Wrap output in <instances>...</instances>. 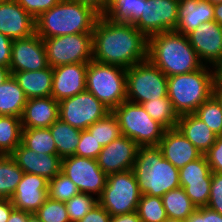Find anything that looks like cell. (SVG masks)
<instances>
[{
	"instance_id": "cell-24",
	"label": "cell",
	"mask_w": 222,
	"mask_h": 222,
	"mask_svg": "<svg viewBox=\"0 0 222 222\" xmlns=\"http://www.w3.org/2000/svg\"><path fill=\"white\" fill-rule=\"evenodd\" d=\"M176 128L204 155L217 135L194 113L179 116Z\"/></svg>"
},
{
	"instance_id": "cell-60",
	"label": "cell",
	"mask_w": 222,
	"mask_h": 222,
	"mask_svg": "<svg viewBox=\"0 0 222 222\" xmlns=\"http://www.w3.org/2000/svg\"><path fill=\"white\" fill-rule=\"evenodd\" d=\"M207 1H209L212 5L222 3V0H207Z\"/></svg>"
},
{
	"instance_id": "cell-28",
	"label": "cell",
	"mask_w": 222,
	"mask_h": 222,
	"mask_svg": "<svg viewBox=\"0 0 222 222\" xmlns=\"http://www.w3.org/2000/svg\"><path fill=\"white\" fill-rule=\"evenodd\" d=\"M161 198L167 216L170 218L186 220L197 208L186 195L183 187L170 190Z\"/></svg>"
},
{
	"instance_id": "cell-19",
	"label": "cell",
	"mask_w": 222,
	"mask_h": 222,
	"mask_svg": "<svg viewBox=\"0 0 222 222\" xmlns=\"http://www.w3.org/2000/svg\"><path fill=\"white\" fill-rule=\"evenodd\" d=\"M0 33L12 40L36 33L35 19L16 0L0 3Z\"/></svg>"
},
{
	"instance_id": "cell-7",
	"label": "cell",
	"mask_w": 222,
	"mask_h": 222,
	"mask_svg": "<svg viewBox=\"0 0 222 222\" xmlns=\"http://www.w3.org/2000/svg\"><path fill=\"white\" fill-rule=\"evenodd\" d=\"M119 122L123 136L141 146H158L166 128L151 118L142 105L129 101L122 102L112 110Z\"/></svg>"
},
{
	"instance_id": "cell-16",
	"label": "cell",
	"mask_w": 222,
	"mask_h": 222,
	"mask_svg": "<svg viewBox=\"0 0 222 222\" xmlns=\"http://www.w3.org/2000/svg\"><path fill=\"white\" fill-rule=\"evenodd\" d=\"M138 150L135 141L121 135L102 148L97 162L106 175L127 171L133 169Z\"/></svg>"
},
{
	"instance_id": "cell-58",
	"label": "cell",
	"mask_w": 222,
	"mask_h": 222,
	"mask_svg": "<svg viewBox=\"0 0 222 222\" xmlns=\"http://www.w3.org/2000/svg\"><path fill=\"white\" fill-rule=\"evenodd\" d=\"M27 222H42V221L35 215V213H33L28 216Z\"/></svg>"
},
{
	"instance_id": "cell-47",
	"label": "cell",
	"mask_w": 222,
	"mask_h": 222,
	"mask_svg": "<svg viewBox=\"0 0 222 222\" xmlns=\"http://www.w3.org/2000/svg\"><path fill=\"white\" fill-rule=\"evenodd\" d=\"M13 40L0 33V66L9 67Z\"/></svg>"
},
{
	"instance_id": "cell-25",
	"label": "cell",
	"mask_w": 222,
	"mask_h": 222,
	"mask_svg": "<svg viewBox=\"0 0 222 222\" xmlns=\"http://www.w3.org/2000/svg\"><path fill=\"white\" fill-rule=\"evenodd\" d=\"M12 76L27 99L51 96L53 68L48 66L38 71L13 72Z\"/></svg>"
},
{
	"instance_id": "cell-22",
	"label": "cell",
	"mask_w": 222,
	"mask_h": 222,
	"mask_svg": "<svg viewBox=\"0 0 222 222\" xmlns=\"http://www.w3.org/2000/svg\"><path fill=\"white\" fill-rule=\"evenodd\" d=\"M59 119V101L52 96L27 99L22 128H48Z\"/></svg>"
},
{
	"instance_id": "cell-37",
	"label": "cell",
	"mask_w": 222,
	"mask_h": 222,
	"mask_svg": "<svg viewBox=\"0 0 222 222\" xmlns=\"http://www.w3.org/2000/svg\"><path fill=\"white\" fill-rule=\"evenodd\" d=\"M136 212L141 222H164L168 218L161 197L141 195Z\"/></svg>"
},
{
	"instance_id": "cell-20",
	"label": "cell",
	"mask_w": 222,
	"mask_h": 222,
	"mask_svg": "<svg viewBox=\"0 0 222 222\" xmlns=\"http://www.w3.org/2000/svg\"><path fill=\"white\" fill-rule=\"evenodd\" d=\"M48 198V180L39 175L24 173L11 202L16 209L35 213Z\"/></svg>"
},
{
	"instance_id": "cell-34",
	"label": "cell",
	"mask_w": 222,
	"mask_h": 222,
	"mask_svg": "<svg viewBox=\"0 0 222 222\" xmlns=\"http://www.w3.org/2000/svg\"><path fill=\"white\" fill-rule=\"evenodd\" d=\"M180 184L211 183L212 171L205 155L179 169Z\"/></svg>"
},
{
	"instance_id": "cell-23",
	"label": "cell",
	"mask_w": 222,
	"mask_h": 222,
	"mask_svg": "<svg viewBox=\"0 0 222 222\" xmlns=\"http://www.w3.org/2000/svg\"><path fill=\"white\" fill-rule=\"evenodd\" d=\"M214 20V5L207 0H179L175 31L187 35L202 23Z\"/></svg>"
},
{
	"instance_id": "cell-59",
	"label": "cell",
	"mask_w": 222,
	"mask_h": 222,
	"mask_svg": "<svg viewBox=\"0 0 222 222\" xmlns=\"http://www.w3.org/2000/svg\"><path fill=\"white\" fill-rule=\"evenodd\" d=\"M164 222H185V220L168 217Z\"/></svg>"
},
{
	"instance_id": "cell-36",
	"label": "cell",
	"mask_w": 222,
	"mask_h": 222,
	"mask_svg": "<svg viewBox=\"0 0 222 222\" xmlns=\"http://www.w3.org/2000/svg\"><path fill=\"white\" fill-rule=\"evenodd\" d=\"M194 114L217 136H222V107L213 95L203 102Z\"/></svg>"
},
{
	"instance_id": "cell-18",
	"label": "cell",
	"mask_w": 222,
	"mask_h": 222,
	"mask_svg": "<svg viewBox=\"0 0 222 222\" xmlns=\"http://www.w3.org/2000/svg\"><path fill=\"white\" fill-rule=\"evenodd\" d=\"M24 173L51 180L61 172L62 158L58 155L37 153L20 143L10 154Z\"/></svg>"
},
{
	"instance_id": "cell-44",
	"label": "cell",
	"mask_w": 222,
	"mask_h": 222,
	"mask_svg": "<svg viewBox=\"0 0 222 222\" xmlns=\"http://www.w3.org/2000/svg\"><path fill=\"white\" fill-rule=\"evenodd\" d=\"M34 19L54 7L60 0H16Z\"/></svg>"
},
{
	"instance_id": "cell-55",
	"label": "cell",
	"mask_w": 222,
	"mask_h": 222,
	"mask_svg": "<svg viewBox=\"0 0 222 222\" xmlns=\"http://www.w3.org/2000/svg\"><path fill=\"white\" fill-rule=\"evenodd\" d=\"M11 75L9 67L0 66V85L3 84Z\"/></svg>"
},
{
	"instance_id": "cell-35",
	"label": "cell",
	"mask_w": 222,
	"mask_h": 222,
	"mask_svg": "<svg viewBox=\"0 0 222 222\" xmlns=\"http://www.w3.org/2000/svg\"><path fill=\"white\" fill-rule=\"evenodd\" d=\"M103 147L107 146L113 140L119 138L122 134L119 122L113 112H109L104 118L96 121L86 129Z\"/></svg>"
},
{
	"instance_id": "cell-1",
	"label": "cell",
	"mask_w": 222,
	"mask_h": 222,
	"mask_svg": "<svg viewBox=\"0 0 222 222\" xmlns=\"http://www.w3.org/2000/svg\"><path fill=\"white\" fill-rule=\"evenodd\" d=\"M93 59L125 69L147 60L148 38L134 25L100 15L92 32Z\"/></svg>"
},
{
	"instance_id": "cell-49",
	"label": "cell",
	"mask_w": 222,
	"mask_h": 222,
	"mask_svg": "<svg viewBox=\"0 0 222 222\" xmlns=\"http://www.w3.org/2000/svg\"><path fill=\"white\" fill-rule=\"evenodd\" d=\"M14 208L11 199L0 198V222H7Z\"/></svg>"
},
{
	"instance_id": "cell-30",
	"label": "cell",
	"mask_w": 222,
	"mask_h": 222,
	"mask_svg": "<svg viewBox=\"0 0 222 222\" xmlns=\"http://www.w3.org/2000/svg\"><path fill=\"white\" fill-rule=\"evenodd\" d=\"M22 122L20 117L0 116V155H10L21 143Z\"/></svg>"
},
{
	"instance_id": "cell-52",
	"label": "cell",
	"mask_w": 222,
	"mask_h": 222,
	"mask_svg": "<svg viewBox=\"0 0 222 222\" xmlns=\"http://www.w3.org/2000/svg\"><path fill=\"white\" fill-rule=\"evenodd\" d=\"M31 213L14 208L7 222H27L28 216Z\"/></svg>"
},
{
	"instance_id": "cell-5",
	"label": "cell",
	"mask_w": 222,
	"mask_h": 222,
	"mask_svg": "<svg viewBox=\"0 0 222 222\" xmlns=\"http://www.w3.org/2000/svg\"><path fill=\"white\" fill-rule=\"evenodd\" d=\"M215 71L204 65L197 71L167 77L168 97L177 114L194 113L213 95Z\"/></svg>"
},
{
	"instance_id": "cell-43",
	"label": "cell",
	"mask_w": 222,
	"mask_h": 222,
	"mask_svg": "<svg viewBox=\"0 0 222 222\" xmlns=\"http://www.w3.org/2000/svg\"><path fill=\"white\" fill-rule=\"evenodd\" d=\"M207 207L222 215V173L212 172L210 198Z\"/></svg>"
},
{
	"instance_id": "cell-17",
	"label": "cell",
	"mask_w": 222,
	"mask_h": 222,
	"mask_svg": "<svg viewBox=\"0 0 222 222\" xmlns=\"http://www.w3.org/2000/svg\"><path fill=\"white\" fill-rule=\"evenodd\" d=\"M88 63H72L53 68L51 96L57 101L86 91Z\"/></svg>"
},
{
	"instance_id": "cell-48",
	"label": "cell",
	"mask_w": 222,
	"mask_h": 222,
	"mask_svg": "<svg viewBox=\"0 0 222 222\" xmlns=\"http://www.w3.org/2000/svg\"><path fill=\"white\" fill-rule=\"evenodd\" d=\"M111 215L98 203L78 222H110Z\"/></svg>"
},
{
	"instance_id": "cell-2",
	"label": "cell",
	"mask_w": 222,
	"mask_h": 222,
	"mask_svg": "<svg viewBox=\"0 0 222 222\" xmlns=\"http://www.w3.org/2000/svg\"><path fill=\"white\" fill-rule=\"evenodd\" d=\"M147 59L167 77L197 71L204 66L187 35L176 31L150 36Z\"/></svg>"
},
{
	"instance_id": "cell-53",
	"label": "cell",
	"mask_w": 222,
	"mask_h": 222,
	"mask_svg": "<svg viewBox=\"0 0 222 222\" xmlns=\"http://www.w3.org/2000/svg\"><path fill=\"white\" fill-rule=\"evenodd\" d=\"M214 21L222 26V3L214 5Z\"/></svg>"
},
{
	"instance_id": "cell-3",
	"label": "cell",
	"mask_w": 222,
	"mask_h": 222,
	"mask_svg": "<svg viewBox=\"0 0 222 222\" xmlns=\"http://www.w3.org/2000/svg\"><path fill=\"white\" fill-rule=\"evenodd\" d=\"M100 14L73 0H60L35 19L36 34L42 39L67 34L92 33Z\"/></svg>"
},
{
	"instance_id": "cell-38",
	"label": "cell",
	"mask_w": 222,
	"mask_h": 222,
	"mask_svg": "<svg viewBox=\"0 0 222 222\" xmlns=\"http://www.w3.org/2000/svg\"><path fill=\"white\" fill-rule=\"evenodd\" d=\"M79 193L77 186L62 172L48 181V197L66 202Z\"/></svg>"
},
{
	"instance_id": "cell-13",
	"label": "cell",
	"mask_w": 222,
	"mask_h": 222,
	"mask_svg": "<svg viewBox=\"0 0 222 222\" xmlns=\"http://www.w3.org/2000/svg\"><path fill=\"white\" fill-rule=\"evenodd\" d=\"M179 0H145L140 20L134 25L147 38L175 31L178 23Z\"/></svg>"
},
{
	"instance_id": "cell-39",
	"label": "cell",
	"mask_w": 222,
	"mask_h": 222,
	"mask_svg": "<svg viewBox=\"0 0 222 222\" xmlns=\"http://www.w3.org/2000/svg\"><path fill=\"white\" fill-rule=\"evenodd\" d=\"M98 204V198L79 192L65 202L70 222H78Z\"/></svg>"
},
{
	"instance_id": "cell-50",
	"label": "cell",
	"mask_w": 222,
	"mask_h": 222,
	"mask_svg": "<svg viewBox=\"0 0 222 222\" xmlns=\"http://www.w3.org/2000/svg\"><path fill=\"white\" fill-rule=\"evenodd\" d=\"M110 222H141L137 212L111 216Z\"/></svg>"
},
{
	"instance_id": "cell-6",
	"label": "cell",
	"mask_w": 222,
	"mask_h": 222,
	"mask_svg": "<svg viewBox=\"0 0 222 222\" xmlns=\"http://www.w3.org/2000/svg\"><path fill=\"white\" fill-rule=\"evenodd\" d=\"M86 90L112 111L126 101V69L90 61L86 72Z\"/></svg>"
},
{
	"instance_id": "cell-8",
	"label": "cell",
	"mask_w": 222,
	"mask_h": 222,
	"mask_svg": "<svg viewBox=\"0 0 222 222\" xmlns=\"http://www.w3.org/2000/svg\"><path fill=\"white\" fill-rule=\"evenodd\" d=\"M141 193L132 169L107 175L98 203L111 215L136 212Z\"/></svg>"
},
{
	"instance_id": "cell-27",
	"label": "cell",
	"mask_w": 222,
	"mask_h": 222,
	"mask_svg": "<svg viewBox=\"0 0 222 222\" xmlns=\"http://www.w3.org/2000/svg\"><path fill=\"white\" fill-rule=\"evenodd\" d=\"M49 129L55 141L58 156L64 158L75 155L80 140L81 130L72 127L61 119L55 121Z\"/></svg>"
},
{
	"instance_id": "cell-4",
	"label": "cell",
	"mask_w": 222,
	"mask_h": 222,
	"mask_svg": "<svg viewBox=\"0 0 222 222\" xmlns=\"http://www.w3.org/2000/svg\"><path fill=\"white\" fill-rule=\"evenodd\" d=\"M132 170L142 195L162 197L181 187L179 169L162 156L158 146L139 147Z\"/></svg>"
},
{
	"instance_id": "cell-40",
	"label": "cell",
	"mask_w": 222,
	"mask_h": 222,
	"mask_svg": "<svg viewBox=\"0 0 222 222\" xmlns=\"http://www.w3.org/2000/svg\"><path fill=\"white\" fill-rule=\"evenodd\" d=\"M35 215L42 222H70L65 203L49 197L35 212Z\"/></svg>"
},
{
	"instance_id": "cell-15",
	"label": "cell",
	"mask_w": 222,
	"mask_h": 222,
	"mask_svg": "<svg viewBox=\"0 0 222 222\" xmlns=\"http://www.w3.org/2000/svg\"><path fill=\"white\" fill-rule=\"evenodd\" d=\"M187 37L204 65L215 68L222 62V26L216 21L202 23Z\"/></svg>"
},
{
	"instance_id": "cell-56",
	"label": "cell",
	"mask_w": 222,
	"mask_h": 222,
	"mask_svg": "<svg viewBox=\"0 0 222 222\" xmlns=\"http://www.w3.org/2000/svg\"><path fill=\"white\" fill-rule=\"evenodd\" d=\"M213 96L217 99V101L220 103L222 107V88L218 86L216 83L213 87Z\"/></svg>"
},
{
	"instance_id": "cell-45",
	"label": "cell",
	"mask_w": 222,
	"mask_h": 222,
	"mask_svg": "<svg viewBox=\"0 0 222 222\" xmlns=\"http://www.w3.org/2000/svg\"><path fill=\"white\" fill-rule=\"evenodd\" d=\"M204 155L211 171L222 173V136H217L215 143Z\"/></svg>"
},
{
	"instance_id": "cell-14",
	"label": "cell",
	"mask_w": 222,
	"mask_h": 222,
	"mask_svg": "<svg viewBox=\"0 0 222 222\" xmlns=\"http://www.w3.org/2000/svg\"><path fill=\"white\" fill-rule=\"evenodd\" d=\"M49 66L43 39L33 35L14 39L11 50L10 72L38 71Z\"/></svg>"
},
{
	"instance_id": "cell-42",
	"label": "cell",
	"mask_w": 222,
	"mask_h": 222,
	"mask_svg": "<svg viewBox=\"0 0 222 222\" xmlns=\"http://www.w3.org/2000/svg\"><path fill=\"white\" fill-rule=\"evenodd\" d=\"M191 202L198 207H205L210 198L211 183L180 184Z\"/></svg>"
},
{
	"instance_id": "cell-46",
	"label": "cell",
	"mask_w": 222,
	"mask_h": 222,
	"mask_svg": "<svg viewBox=\"0 0 222 222\" xmlns=\"http://www.w3.org/2000/svg\"><path fill=\"white\" fill-rule=\"evenodd\" d=\"M185 222H222V215L207 206L198 207Z\"/></svg>"
},
{
	"instance_id": "cell-12",
	"label": "cell",
	"mask_w": 222,
	"mask_h": 222,
	"mask_svg": "<svg viewBox=\"0 0 222 222\" xmlns=\"http://www.w3.org/2000/svg\"><path fill=\"white\" fill-rule=\"evenodd\" d=\"M61 172L78 188L79 192L99 198L106 185L107 175L101 170L97 159L76 155L62 158Z\"/></svg>"
},
{
	"instance_id": "cell-11",
	"label": "cell",
	"mask_w": 222,
	"mask_h": 222,
	"mask_svg": "<svg viewBox=\"0 0 222 222\" xmlns=\"http://www.w3.org/2000/svg\"><path fill=\"white\" fill-rule=\"evenodd\" d=\"M111 110L87 90L59 101V119L86 130Z\"/></svg>"
},
{
	"instance_id": "cell-26",
	"label": "cell",
	"mask_w": 222,
	"mask_h": 222,
	"mask_svg": "<svg viewBox=\"0 0 222 222\" xmlns=\"http://www.w3.org/2000/svg\"><path fill=\"white\" fill-rule=\"evenodd\" d=\"M27 98L11 75L0 85V116L22 117Z\"/></svg>"
},
{
	"instance_id": "cell-33",
	"label": "cell",
	"mask_w": 222,
	"mask_h": 222,
	"mask_svg": "<svg viewBox=\"0 0 222 222\" xmlns=\"http://www.w3.org/2000/svg\"><path fill=\"white\" fill-rule=\"evenodd\" d=\"M145 0H119L104 16L116 23L135 25L141 17Z\"/></svg>"
},
{
	"instance_id": "cell-10",
	"label": "cell",
	"mask_w": 222,
	"mask_h": 222,
	"mask_svg": "<svg viewBox=\"0 0 222 222\" xmlns=\"http://www.w3.org/2000/svg\"><path fill=\"white\" fill-rule=\"evenodd\" d=\"M47 61L52 68L89 63L93 59L92 33L67 34L43 39Z\"/></svg>"
},
{
	"instance_id": "cell-32",
	"label": "cell",
	"mask_w": 222,
	"mask_h": 222,
	"mask_svg": "<svg viewBox=\"0 0 222 222\" xmlns=\"http://www.w3.org/2000/svg\"><path fill=\"white\" fill-rule=\"evenodd\" d=\"M152 119L158 121L166 129L176 128L179 115L174 110L169 97L149 100L141 104Z\"/></svg>"
},
{
	"instance_id": "cell-41",
	"label": "cell",
	"mask_w": 222,
	"mask_h": 222,
	"mask_svg": "<svg viewBox=\"0 0 222 222\" xmlns=\"http://www.w3.org/2000/svg\"><path fill=\"white\" fill-rule=\"evenodd\" d=\"M103 146L97 142L94 135L87 130H81L79 144L77 145L75 155L79 157L97 159Z\"/></svg>"
},
{
	"instance_id": "cell-57",
	"label": "cell",
	"mask_w": 222,
	"mask_h": 222,
	"mask_svg": "<svg viewBox=\"0 0 222 222\" xmlns=\"http://www.w3.org/2000/svg\"><path fill=\"white\" fill-rule=\"evenodd\" d=\"M119 0H105L104 15L118 2Z\"/></svg>"
},
{
	"instance_id": "cell-31",
	"label": "cell",
	"mask_w": 222,
	"mask_h": 222,
	"mask_svg": "<svg viewBox=\"0 0 222 222\" xmlns=\"http://www.w3.org/2000/svg\"><path fill=\"white\" fill-rule=\"evenodd\" d=\"M21 143L37 153L58 155L49 127L23 128Z\"/></svg>"
},
{
	"instance_id": "cell-51",
	"label": "cell",
	"mask_w": 222,
	"mask_h": 222,
	"mask_svg": "<svg viewBox=\"0 0 222 222\" xmlns=\"http://www.w3.org/2000/svg\"><path fill=\"white\" fill-rule=\"evenodd\" d=\"M81 4L92 7L100 15L104 16V3L105 0H73Z\"/></svg>"
},
{
	"instance_id": "cell-29",
	"label": "cell",
	"mask_w": 222,
	"mask_h": 222,
	"mask_svg": "<svg viewBox=\"0 0 222 222\" xmlns=\"http://www.w3.org/2000/svg\"><path fill=\"white\" fill-rule=\"evenodd\" d=\"M24 171L11 155H0V198L10 199L21 182Z\"/></svg>"
},
{
	"instance_id": "cell-9",
	"label": "cell",
	"mask_w": 222,
	"mask_h": 222,
	"mask_svg": "<svg viewBox=\"0 0 222 222\" xmlns=\"http://www.w3.org/2000/svg\"><path fill=\"white\" fill-rule=\"evenodd\" d=\"M126 101L142 104L167 97V76L148 59L126 69Z\"/></svg>"
},
{
	"instance_id": "cell-54",
	"label": "cell",
	"mask_w": 222,
	"mask_h": 222,
	"mask_svg": "<svg viewBox=\"0 0 222 222\" xmlns=\"http://www.w3.org/2000/svg\"><path fill=\"white\" fill-rule=\"evenodd\" d=\"M215 83L222 88V62L215 68Z\"/></svg>"
},
{
	"instance_id": "cell-21",
	"label": "cell",
	"mask_w": 222,
	"mask_h": 222,
	"mask_svg": "<svg viewBox=\"0 0 222 222\" xmlns=\"http://www.w3.org/2000/svg\"><path fill=\"white\" fill-rule=\"evenodd\" d=\"M158 147L162 156L180 169L202 153L177 129H166Z\"/></svg>"
}]
</instances>
